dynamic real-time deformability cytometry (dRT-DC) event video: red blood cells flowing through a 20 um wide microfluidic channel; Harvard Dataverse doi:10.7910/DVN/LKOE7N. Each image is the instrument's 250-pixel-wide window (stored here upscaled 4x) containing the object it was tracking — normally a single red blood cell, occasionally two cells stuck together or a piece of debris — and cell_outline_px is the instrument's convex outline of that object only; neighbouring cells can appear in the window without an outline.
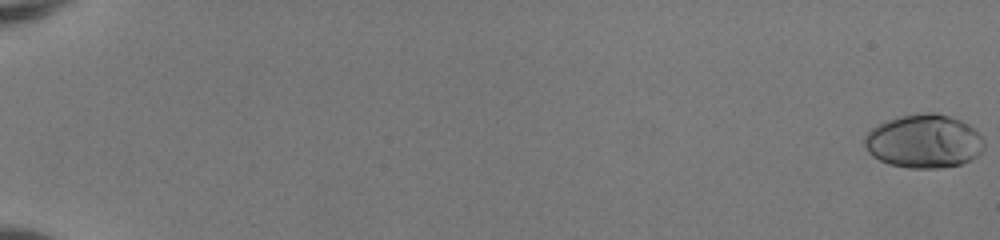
{"species": "human", "species_latin": "Homo sapiens", "temperature_condition": "room temperature", "stored_images_in_passage": 53, "camera_frame_rate_fps": 3000, "um_per_image_px": 0.085, "donor": {"sex": "female"}, "frame": {"image": 1, "passage_image": 1, "time_ms": 0.0, "image_size_px": [1000, 240], "cell_outline_px": [[984, 148], [972, 160], [960, 164], [940, 168], [908, 168], [888, 164], [872, 156], [868, 152], [864, 144], [864, 136], [872, 128], [888, 120], [900, 116], [916, 112], [936, 112], [960, 120], [968, 124], [984, 140]], "centroid_in_image_um": [78.52, 12.01], "position_along_channel_um": 6.5, "area_um2": 37.45}}
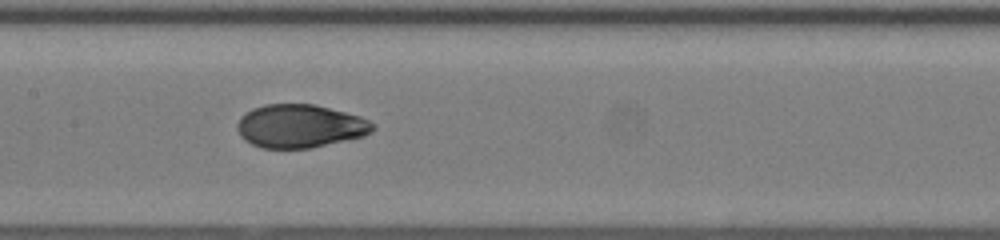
{"frame": {"image": 2, "passage_image": 30, "time_ms": 9.667, "image_size_px": [1000, 240], "cell_outline_px": [[376, 128], [372, 132], [364, 136], [308, 148], [260, 148], [244, 140], [240, 136], [236, 128], [236, 124], [240, 116], [244, 112], [252, 108], [264, 104], [316, 104], [360, 116], [376, 124]], "centroid_in_image_um": [25.48, 10.71], "position_along_channel_um": 181.9, "area_um2": 34.51}}
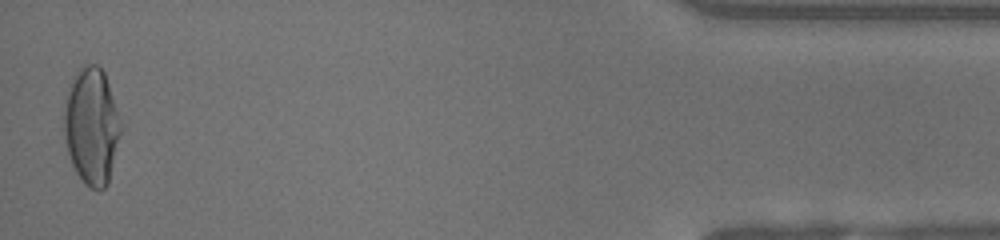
{"frame": {"image": 3, "passage_image": 53, "time_ms": 17.333, "image_size_px": [1000, 240], "cell_outline_px": [[120, 132], [108, 184], [104, 188], [92, 188], [84, 184], [76, 172], [72, 164], [68, 152], [64, 132], [64, 112], [68, 92], [72, 76], [84, 64], [96, 64], [104, 72], [108, 84], [120, 124]], "centroid_in_image_um": [7.76, 10.72], "position_along_channel_um": 427.4, "area_um2": 37.74}, "authors_computed_cell_mechanics": {"area_um2": 35.0268, "velocity_mm_per_s": 4.1128, "shape_relaxation_time_tau1_ms": 7.1478, "shape_relaxation_time_tau2_ms": 0.9153, "deformation_change_tau1": 0.3037, "deformation_change_tau2": 0.032}}